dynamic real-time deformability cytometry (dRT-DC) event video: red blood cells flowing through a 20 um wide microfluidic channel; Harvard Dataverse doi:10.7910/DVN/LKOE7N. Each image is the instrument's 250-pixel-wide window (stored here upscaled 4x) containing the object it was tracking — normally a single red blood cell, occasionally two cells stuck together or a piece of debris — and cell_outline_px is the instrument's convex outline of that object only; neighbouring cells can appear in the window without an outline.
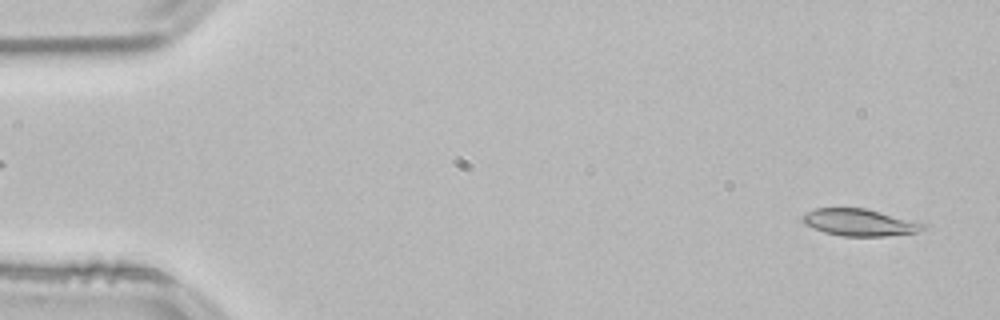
{"species": "common noctule bat (a hibernating species)", "species_latin": "Nyctalus noctula", "temperature_condition": "room temperature", "stored_images_in_passage": 52, "camera_frame_rate_fps": 3000, "um_per_image_px": 0.085, "animal": {"sex": "male", "body_mass_g": 21.5, "forearm_length_mm": 52.0}, "frame": {"image": 1, "passage_image": 2, "time_ms": 0.333, "image_size_px": [1000, 320], "cell_outline_px": [[928, 228], [916, 232], [884, 236], [844, 236], [824, 232], [804, 224], [800, 220], [804, 212], [816, 208], [864, 208], [880, 212], [924, 224]], "centroid_in_image_um": [72.98, 18.9], "position_along_channel_um": 12.0, "area_um2": 18.73}}
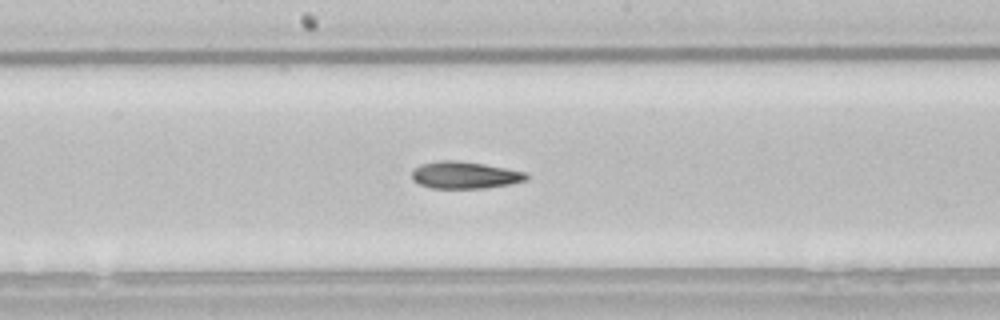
{"frame": {"image": 2, "passage_image": 27, "time_ms": 8.667, "image_size_px": [1000, 320], "cell_outline_px": [[528, 180], [508, 184], [484, 188], [432, 188], [420, 184], [412, 180], [412, 168], [420, 164], [440, 160], [456, 160], [484, 164], [524, 172], [528, 176]], "centroid_in_image_um": [39.45, 14.87], "position_along_channel_um": 208.7, "area_um2": 17.98}}
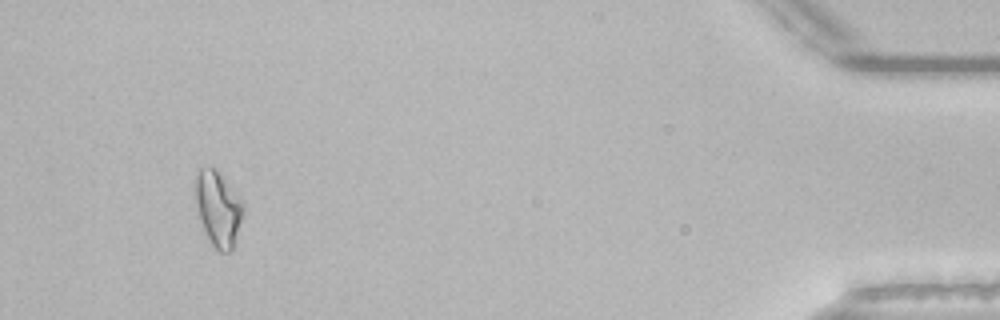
{"frame": {"image": 3, "passage_image": 49, "time_ms": 16.0, "image_size_px": [1000, 320], "cell_outline_px": [[244, 212], [232, 248], [228, 252], [220, 252], [212, 244], [200, 220], [196, 204], [196, 176], [200, 168], [216, 168], [244, 204]], "centroid_in_image_um": [18.55, 17.72], "position_along_channel_um": 416.6, "area_um2": 20.29}}